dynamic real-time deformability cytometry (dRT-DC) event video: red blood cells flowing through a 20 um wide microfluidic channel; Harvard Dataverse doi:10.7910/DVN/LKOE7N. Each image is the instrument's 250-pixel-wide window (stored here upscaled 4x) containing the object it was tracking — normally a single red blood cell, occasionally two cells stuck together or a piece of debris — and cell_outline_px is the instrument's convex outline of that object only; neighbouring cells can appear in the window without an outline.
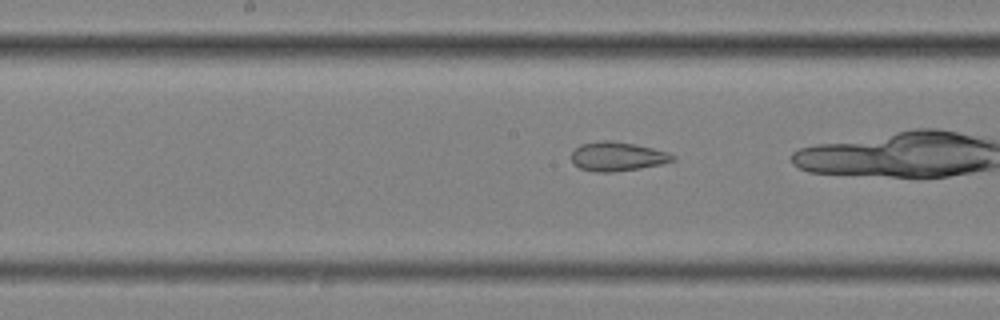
{"species": "common noctule bat (a hibernating species)", "species_latin": "Nyctalus noctula", "temperature_condition": "cold", "stored_images_in_passage": 39, "camera_frame_rate_fps": 3000, "um_per_image_px": 0.085, "animal": {"sex": "female", "body_mass_g": 25.1}, "frame": {"image": 1, "passage_image": 23, "time_ms": 7.333, "image_size_px": [1000, 320], "cell_outline_px": [[676, 160], [660, 164], [640, 168], [612, 172], [596, 172], [580, 168], [572, 164], [572, 152], [580, 144], [600, 140], [612, 140], [652, 148], [668, 152], [676, 156]], "centroid_in_image_um": [52.46, 13.3], "position_along_channel_um": 195.7, "area_um2": 17.17}}
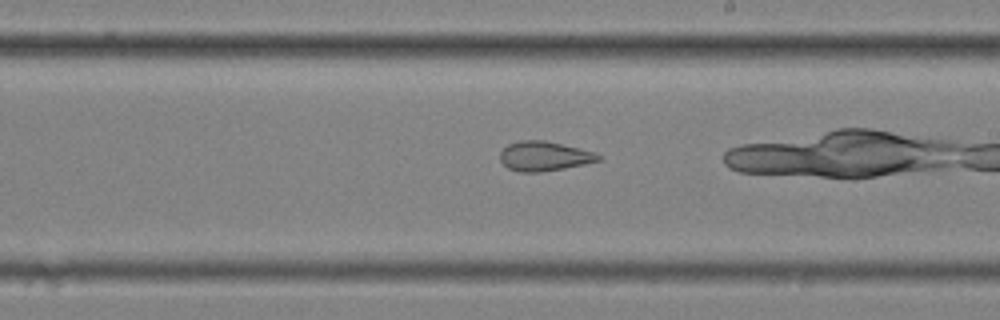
{"frame": {"image": 2, "passage_image": 27, "time_ms": 8.667, "image_size_px": [1000, 320], "cell_outline_px": [[600, 160], [584, 164], [564, 168], [540, 172], [520, 172], [508, 168], [500, 160], [500, 152], [508, 144], [520, 140], [544, 140], [592, 152], [600, 156]], "centroid_in_image_um": [46.2, 13.28], "position_along_channel_um": 242.8, "area_um2": 16.59}}
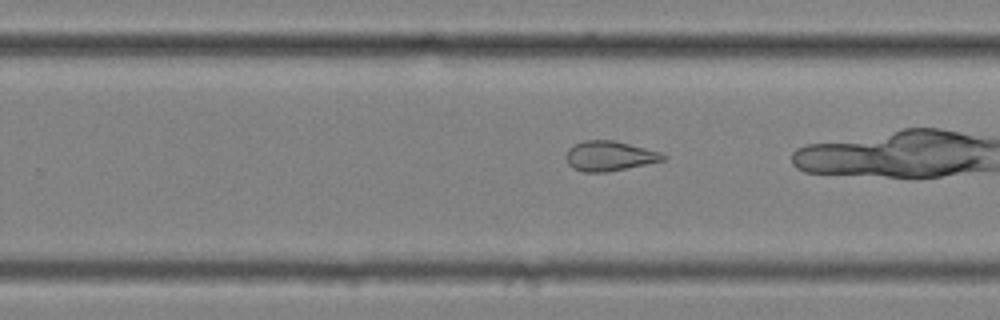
{"frame": {"image": 3, "passage_image": 30, "time_ms": 9.667, "image_size_px": [1000, 320], "cell_outline_px": [[668, 156], [664, 160], [608, 172], [584, 172], [572, 168], [568, 164], [564, 156], [568, 148], [584, 140], [616, 140], [660, 152]], "centroid_in_image_um": [51.78, 13.25], "position_along_channel_um": 278.0, "area_um2": 16.99}}